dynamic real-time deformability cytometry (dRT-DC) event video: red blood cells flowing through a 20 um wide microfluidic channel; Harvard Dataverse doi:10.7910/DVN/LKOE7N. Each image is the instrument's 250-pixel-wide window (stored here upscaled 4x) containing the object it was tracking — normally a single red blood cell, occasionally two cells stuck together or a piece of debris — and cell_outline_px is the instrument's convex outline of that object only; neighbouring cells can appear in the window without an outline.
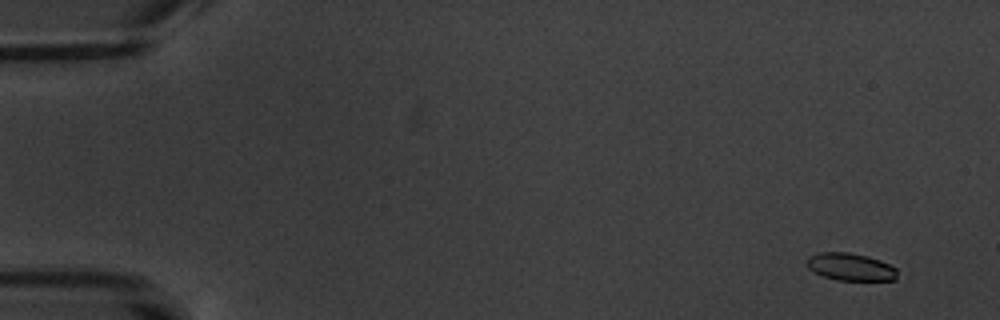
{"species": "common noctule bat (a hibernating species)", "species_latin": "Nyctalus noctula", "temperature_condition": "warm", "stored_images_in_passage": 10, "camera_frame_rate_fps": 3000, "um_per_image_px": 0.085, "animal": {"sex": "male", "body_mass_g": 20.1, "forearm_length_mm": 53.5}, "frame": {"image": 1, "passage_image": 2, "time_ms": 1.0, "image_size_px": [1000, 320], "cell_outline_px": [[896, 280], [836, 280], [812, 272], [804, 264], [808, 256], [820, 252], [848, 252], [868, 256], [880, 260], [896, 268]], "centroid_in_image_um": [72.23, 22.68], "position_along_channel_um": 12.8, "area_um2": 14.62}}
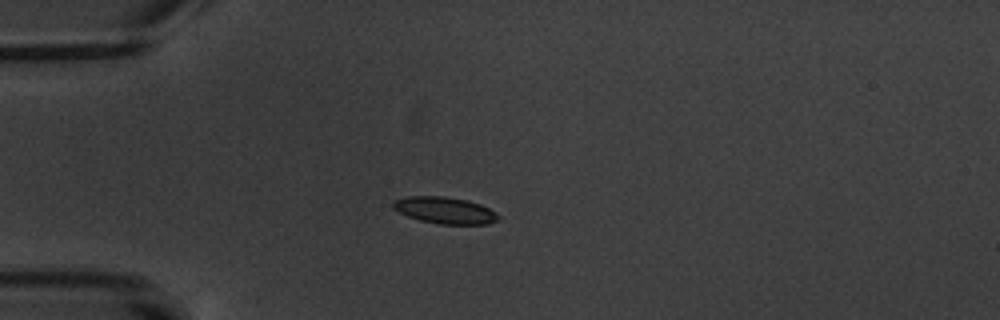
{"frame": {"image": 2, "passage_image": 5, "time_ms": 5.333, "image_size_px": [1000, 320], "cell_outline_px": [[500, 220], [488, 224], [440, 224], [420, 220], [408, 216], [392, 208], [392, 200], [408, 196], [444, 196], [468, 200], [480, 204], [496, 212], [500, 216]], "centroid_in_image_um": [37.83, 17.87], "position_along_channel_um": 47.2, "area_um2": 16.47}}